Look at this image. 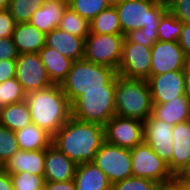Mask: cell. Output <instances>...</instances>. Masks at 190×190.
<instances>
[{"mask_svg":"<svg viewBox=\"0 0 190 190\" xmlns=\"http://www.w3.org/2000/svg\"><path fill=\"white\" fill-rule=\"evenodd\" d=\"M151 47L124 39L118 75L127 79L150 78Z\"/></svg>","mask_w":190,"mask_h":190,"instance_id":"cell-10","label":"cell"},{"mask_svg":"<svg viewBox=\"0 0 190 190\" xmlns=\"http://www.w3.org/2000/svg\"><path fill=\"white\" fill-rule=\"evenodd\" d=\"M115 8L125 39L152 47L158 40L160 18L167 10L166 0H125Z\"/></svg>","mask_w":190,"mask_h":190,"instance_id":"cell-1","label":"cell"},{"mask_svg":"<svg viewBox=\"0 0 190 190\" xmlns=\"http://www.w3.org/2000/svg\"><path fill=\"white\" fill-rule=\"evenodd\" d=\"M154 118L176 125L190 120V101L186 96H178L168 103H153Z\"/></svg>","mask_w":190,"mask_h":190,"instance_id":"cell-22","label":"cell"},{"mask_svg":"<svg viewBox=\"0 0 190 190\" xmlns=\"http://www.w3.org/2000/svg\"><path fill=\"white\" fill-rule=\"evenodd\" d=\"M9 175L14 190H38L45 184L44 176L30 174L29 172H20Z\"/></svg>","mask_w":190,"mask_h":190,"instance_id":"cell-34","label":"cell"},{"mask_svg":"<svg viewBox=\"0 0 190 190\" xmlns=\"http://www.w3.org/2000/svg\"><path fill=\"white\" fill-rule=\"evenodd\" d=\"M48 190H76L74 180L66 182L45 181Z\"/></svg>","mask_w":190,"mask_h":190,"instance_id":"cell-41","label":"cell"},{"mask_svg":"<svg viewBox=\"0 0 190 190\" xmlns=\"http://www.w3.org/2000/svg\"><path fill=\"white\" fill-rule=\"evenodd\" d=\"M178 43L183 49L187 61L190 62V23H183Z\"/></svg>","mask_w":190,"mask_h":190,"instance_id":"cell-40","label":"cell"},{"mask_svg":"<svg viewBox=\"0 0 190 190\" xmlns=\"http://www.w3.org/2000/svg\"><path fill=\"white\" fill-rule=\"evenodd\" d=\"M31 123L32 119L26 100L0 108V125L13 132L23 129Z\"/></svg>","mask_w":190,"mask_h":190,"instance_id":"cell-26","label":"cell"},{"mask_svg":"<svg viewBox=\"0 0 190 190\" xmlns=\"http://www.w3.org/2000/svg\"><path fill=\"white\" fill-rule=\"evenodd\" d=\"M45 0H10L8 10L16 23L29 22L32 14L43 6Z\"/></svg>","mask_w":190,"mask_h":190,"instance_id":"cell-30","label":"cell"},{"mask_svg":"<svg viewBox=\"0 0 190 190\" xmlns=\"http://www.w3.org/2000/svg\"><path fill=\"white\" fill-rule=\"evenodd\" d=\"M0 190H14L9 173L0 168Z\"/></svg>","mask_w":190,"mask_h":190,"instance_id":"cell-43","label":"cell"},{"mask_svg":"<svg viewBox=\"0 0 190 190\" xmlns=\"http://www.w3.org/2000/svg\"><path fill=\"white\" fill-rule=\"evenodd\" d=\"M167 9L183 23H190V0H166Z\"/></svg>","mask_w":190,"mask_h":190,"instance_id":"cell-36","label":"cell"},{"mask_svg":"<svg viewBox=\"0 0 190 190\" xmlns=\"http://www.w3.org/2000/svg\"><path fill=\"white\" fill-rule=\"evenodd\" d=\"M46 34L29 22L17 23L12 40L19 54L38 53L45 46Z\"/></svg>","mask_w":190,"mask_h":190,"instance_id":"cell-20","label":"cell"},{"mask_svg":"<svg viewBox=\"0 0 190 190\" xmlns=\"http://www.w3.org/2000/svg\"><path fill=\"white\" fill-rule=\"evenodd\" d=\"M147 81L153 103H168L178 96H185V70L151 76Z\"/></svg>","mask_w":190,"mask_h":190,"instance_id":"cell-15","label":"cell"},{"mask_svg":"<svg viewBox=\"0 0 190 190\" xmlns=\"http://www.w3.org/2000/svg\"><path fill=\"white\" fill-rule=\"evenodd\" d=\"M175 178L185 187L190 188V163Z\"/></svg>","mask_w":190,"mask_h":190,"instance_id":"cell-42","label":"cell"},{"mask_svg":"<svg viewBox=\"0 0 190 190\" xmlns=\"http://www.w3.org/2000/svg\"><path fill=\"white\" fill-rule=\"evenodd\" d=\"M66 7L60 0H45L43 6L32 14L29 23L47 34L58 28Z\"/></svg>","mask_w":190,"mask_h":190,"instance_id":"cell-23","label":"cell"},{"mask_svg":"<svg viewBox=\"0 0 190 190\" xmlns=\"http://www.w3.org/2000/svg\"><path fill=\"white\" fill-rule=\"evenodd\" d=\"M125 36L122 34H94L85 38L84 59L118 71Z\"/></svg>","mask_w":190,"mask_h":190,"instance_id":"cell-7","label":"cell"},{"mask_svg":"<svg viewBox=\"0 0 190 190\" xmlns=\"http://www.w3.org/2000/svg\"><path fill=\"white\" fill-rule=\"evenodd\" d=\"M125 0H107L110 7H115L121 3H123Z\"/></svg>","mask_w":190,"mask_h":190,"instance_id":"cell-46","label":"cell"},{"mask_svg":"<svg viewBox=\"0 0 190 190\" xmlns=\"http://www.w3.org/2000/svg\"><path fill=\"white\" fill-rule=\"evenodd\" d=\"M16 24L8 9H0V39L12 37Z\"/></svg>","mask_w":190,"mask_h":190,"instance_id":"cell-37","label":"cell"},{"mask_svg":"<svg viewBox=\"0 0 190 190\" xmlns=\"http://www.w3.org/2000/svg\"><path fill=\"white\" fill-rule=\"evenodd\" d=\"M19 150L13 131L0 125V168Z\"/></svg>","mask_w":190,"mask_h":190,"instance_id":"cell-33","label":"cell"},{"mask_svg":"<svg viewBox=\"0 0 190 190\" xmlns=\"http://www.w3.org/2000/svg\"><path fill=\"white\" fill-rule=\"evenodd\" d=\"M188 63L178 42L157 40L151 47L150 77L186 70Z\"/></svg>","mask_w":190,"mask_h":190,"instance_id":"cell-13","label":"cell"},{"mask_svg":"<svg viewBox=\"0 0 190 190\" xmlns=\"http://www.w3.org/2000/svg\"><path fill=\"white\" fill-rule=\"evenodd\" d=\"M114 99L118 116L144 122L152 114L151 90L145 79H127L118 75Z\"/></svg>","mask_w":190,"mask_h":190,"instance_id":"cell-5","label":"cell"},{"mask_svg":"<svg viewBox=\"0 0 190 190\" xmlns=\"http://www.w3.org/2000/svg\"><path fill=\"white\" fill-rule=\"evenodd\" d=\"M38 190H48L46 185L44 184L42 187H40Z\"/></svg>","mask_w":190,"mask_h":190,"instance_id":"cell-49","label":"cell"},{"mask_svg":"<svg viewBox=\"0 0 190 190\" xmlns=\"http://www.w3.org/2000/svg\"><path fill=\"white\" fill-rule=\"evenodd\" d=\"M93 162L112 184L133 176L129 148L119 147L105 140L95 154Z\"/></svg>","mask_w":190,"mask_h":190,"instance_id":"cell-8","label":"cell"},{"mask_svg":"<svg viewBox=\"0 0 190 190\" xmlns=\"http://www.w3.org/2000/svg\"><path fill=\"white\" fill-rule=\"evenodd\" d=\"M172 124L150 115L144 121V142L168 164L172 172L173 138Z\"/></svg>","mask_w":190,"mask_h":190,"instance_id":"cell-14","label":"cell"},{"mask_svg":"<svg viewBox=\"0 0 190 190\" xmlns=\"http://www.w3.org/2000/svg\"><path fill=\"white\" fill-rule=\"evenodd\" d=\"M38 54L52 84L61 85L70 71L73 60L63 56L57 50L46 45Z\"/></svg>","mask_w":190,"mask_h":190,"instance_id":"cell-24","label":"cell"},{"mask_svg":"<svg viewBox=\"0 0 190 190\" xmlns=\"http://www.w3.org/2000/svg\"><path fill=\"white\" fill-rule=\"evenodd\" d=\"M62 3H64L65 5L69 6V4L73 1V0H60Z\"/></svg>","mask_w":190,"mask_h":190,"instance_id":"cell-48","label":"cell"},{"mask_svg":"<svg viewBox=\"0 0 190 190\" xmlns=\"http://www.w3.org/2000/svg\"><path fill=\"white\" fill-rule=\"evenodd\" d=\"M69 7L82 18L89 21L94 19L101 11L110 7L107 0H73Z\"/></svg>","mask_w":190,"mask_h":190,"instance_id":"cell-32","label":"cell"},{"mask_svg":"<svg viewBox=\"0 0 190 190\" xmlns=\"http://www.w3.org/2000/svg\"><path fill=\"white\" fill-rule=\"evenodd\" d=\"M14 133L20 150H43L52 144V136L34 123Z\"/></svg>","mask_w":190,"mask_h":190,"instance_id":"cell-25","label":"cell"},{"mask_svg":"<svg viewBox=\"0 0 190 190\" xmlns=\"http://www.w3.org/2000/svg\"><path fill=\"white\" fill-rule=\"evenodd\" d=\"M10 0H0V9H8Z\"/></svg>","mask_w":190,"mask_h":190,"instance_id":"cell-47","label":"cell"},{"mask_svg":"<svg viewBox=\"0 0 190 190\" xmlns=\"http://www.w3.org/2000/svg\"><path fill=\"white\" fill-rule=\"evenodd\" d=\"M90 33L122 34L120 20L115 7H108L90 21Z\"/></svg>","mask_w":190,"mask_h":190,"instance_id":"cell-27","label":"cell"},{"mask_svg":"<svg viewBox=\"0 0 190 190\" xmlns=\"http://www.w3.org/2000/svg\"><path fill=\"white\" fill-rule=\"evenodd\" d=\"M16 77V60H0V83Z\"/></svg>","mask_w":190,"mask_h":190,"instance_id":"cell-39","label":"cell"},{"mask_svg":"<svg viewBox=\"0 0 190 190\" xmlns=\"http://www.w3.org/2000/svg\"><path fill=\"white\" fill-rule=\"evenodd\" d=\"M114 95L115 85L86 90L71 104V116L83 122L104 126L116 115Z\"/></svg>","mask_w":190,"mask_h":190,"instance_id":"cell-6","label":"cell"},{"mask_svg":"<svg viewBox=\"0 0 190 190\" xmlns=\"http://www.w3.org/2000/svg\"><path fill=\"white\" fill-rule=\"evenodd\" d=\"M77 164L51 144L45 149V181L66 182L74 180Z\"/></svg>","mask_w":190,"mask_h":190,"instance_id":"cell-16","label":"cell"},{"mask_svg":"<svg viewBox=\"0 0 190 190\" xmlns=\"http://www.w3.org/2000/svg\"><path fill=\"white\" fill-rule=\"evenodd\" d=\"M183 22L178 20L168 9L160 18L157 36L160 41L178 42Z\"/></svg>","mask_w":190,"mask_h":190,"instance_id":"cell-29","label":"cell"},{"mask_svg":"<svg viewBox=\"0 0 190 190\" xmlns=\"http://www.w3.org/2000/svg\"><path fill=\"white\" fill-rule=\"evenodd\" d=\"M16 78L26 94L52 85L38 53L18 55L16 59Z\"/></svg>","mask_w":190,"mask_h":190,"instance_id":"cell-12","label":"cell"},{"mask_svg":"<svg viewBox=\"0 0 190 190\" xmlns=\"http://www.w3.org/2000/svg\"><path fill=\"white\" fill-rule=\"evenodd\" d=\"M172 173L176 176L190 163V120L173 126Z\"/></svg>","mask_w":190,"mask_h":190,"instance_id":"cell-19","label":"cell"},{"mask_svg":"<svg viewBox=\"0 0 190 190\" xmlns=\"http://www.w3.org/2000/svg\"><path fill=\"white\" fill-rule=\"evenodd\" d=\"M133 177L147 178L160 185L175 179L168 164L145 142L130 149Z\"/></svg>","mask_w":190,"mask_h":190,"instance_id":"cell-9","label":"cell"},{"mask_svg":"<svg viewBox=\"0 0 190 190\" xmlns=\"http://www.w3.org/2000/svg\"><path fill=\"white\" fill-rule=\"evenodd\" d=\"M18 55L12 37L0 39V60H16Z\"/></svg>","mask_w":190,"mask_h":190,"instance_id":"cell-38","label":"cell"},{"mask_svg":"<svg viewBox=\"0 0 190 190\" xmlns=\"http://www.w3.org/2000/svg\"><path fill=\"white\" fill-rule=\"evenodd\" d=\"M160 184L140 177H129L111 185L110 190H159Z\"/></svg>","mask_w":190,"mask_h":190,"instance_id":"cell-35","label":"cell"},{"mask_svg":"<svg viewBox=\"0 0 190 190\" xmlns=\"http://www.w3.org/2000/svg\"><path fill=\"white\" fill-rule=\"evenodd\" d=\"M104 141V126L72 116L52 136V144L77 165L93 162Z\"/></svg>","mask_w":190,"mask_h":190,"instance_id":"cell-2","label":"cell"},{"mask_svg":"<svg viewBox=\"0 0 190 190\" xmlns=\"http://www.w3.org/2000/svg\"><path fill=\"white\" fill-rule=\"evenodd\" d=\"M105 140L123 148H134L144 142V122L114 115L105 125Z\"/></svg>","mask_w":190,"mask_h":190,"instance_id":"cell-11","label":"cell"},{"mask_svg":"<svg viewBox=\"0 0 190 190\" xmlns=\"http://www.w3.org/2000/svg\"><path fill=\"white\" fill-rule=\"evenodd\" d=\"M32 123L53 136L71 117V104L58 84L26 94Z\"/></svg>","mask_w":190,"mask_h":190,"instance_id":"cell-3","label":"cell"},{"mask_svg":"<svg viewBox=\"0 0 190 190\" xmlns=\"http://www.w3.org/2000/svg\"><path fill=\"white\" fill-rule=\"evenodd\" d=\"M117 70L80 59L73 61L61 88L72 104L86 90L104 89V85H116Z\"/></svg>","mask_w":190,"mask_h":190,"instance_id":"cell-4","label":"cell"},{"mask_svg":"<svg viewBox=\"0 0 190 190\" xmlns=\"http://www.w3.org/2000/svg\"><path fill=\"white\" fill-rule=\"evenodd\" d=\"M185 96L190 101V63H188L187 68L185 70Z\"/></svg>","mask_w":190,"mask_h":190,"instance_id":"cell-45","label":"cell"},{"mask_svg":"<svg viewBox=\"0 0 190 190\" xmlns=\"http://www.w3.org/2000/svg\"><path fill=\"white\" fill-rule=\"evenodd\" d=\"M44 168L45 149L28 151L19 149L2 167L9 174L29 172L39 176H44Z\"/></svg>","mask_w":190,"mask_h":190,"instance_id":"cell-17","label":"cell"},{"mask_svg":"<svg viewBox=\"0 0 190 190\" xmlns=\"http://www.w3.org/2000/svg\"><path fill=\"white\" fill-rule=\"evenodd\" d=\"M45 45L73 61L84 57L85 39L71 35L59 28H54L46 34Z\"/></svg>","mask_w":190,"mask_h":190,"instance_id":"cell-18","label":"cell"},{"mask_svg":"<svg viewBox=\"0 0 190 190\" xmlns=\"http://www.w3.org/2000/svg\"><path fill=\"white\" fill-rule=\"evenodd\" d=\"M26 100V93L17 78L0 83V108Z\"/></svg>","mask_w":190,"mask_h":190,"instance_id":"cell-31","label":"cell"},{"mask_svg":"<svg viewBox=\"0 0 190 190\" xmlns=\"http://www.w3.org/2000/svg\"><path fill=\"white\" fill-rule=\"evenodd\" d=\"M159 190H187L176 178L168 183L160 185Z\"/></svg>","mask_w":190,"mask_h":190,"instance_id":"cell-44","label":"cell"},{"mask_svg":"<svg viewBox=\"0 0 190 190\" xmlns=\"http://www.w3.org/2000/svg\"><path fill=\"white\" fill-rule=\"evenodd\" d=\"M58 28L71 35L85 39L90 34V21L82 18L78 13L67 6Z\"/></svg>","mask_w":190,"mask_h":190,"instance_id":"cell-28","label":"cell"},{"mask_svg":"<svg viewBox=\"0 0 190 190\" xmlns=\"http://www.w3.org/2000/svg\"><path fill=\"white\" fill-rule=\"evenodd\" d=\"M76 190H110L112 183L94 162L78 164L74 175Z\"/></svg>","mask_w":190,"mask_h":190,"instance_id":"cell-21","label":"cell"}]
</instances>
